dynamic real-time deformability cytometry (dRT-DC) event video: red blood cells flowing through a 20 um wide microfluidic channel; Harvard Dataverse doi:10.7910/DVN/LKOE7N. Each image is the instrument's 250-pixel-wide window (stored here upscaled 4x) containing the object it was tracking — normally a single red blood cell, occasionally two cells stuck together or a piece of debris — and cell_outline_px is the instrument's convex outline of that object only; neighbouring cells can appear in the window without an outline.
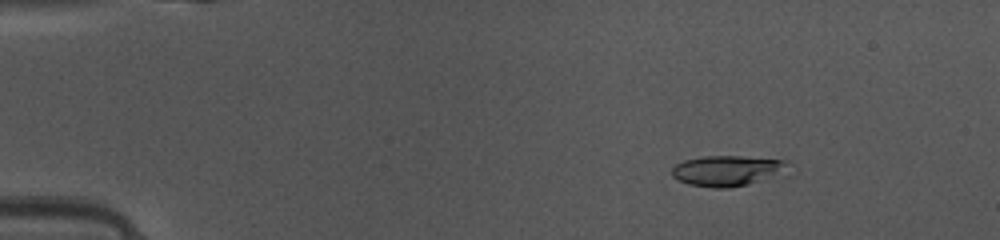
{"species": "common noctule bat (a hibernating species)", "species_latin": "Nyctalus noctula", "temperature_condition": "warm", "stored_images_in_passage": 48, "camera_frame_rate_fps": 3000, "um_per_image_px": 0.085, "animal": {"sex": "female", "body_mass_g": 10.0, "forearm_length_mm": 53.1}, "frame": {"image": 1, "passage_image": 7, "time_ms": 2.0, "image_size_px": [1000, 240], "cell_outline_px": [[788, 164], [748, 184], [728, 188], [712, 188], [688, 184], [672, 176], [672, 168], [676, 164], [684, 160], [704, 156], [740, 156], [784, 160]], "centroid_in_image_um": [61.58, 14.5], "position_along_channel_um": 23.4, "area_um2": 19.48}}
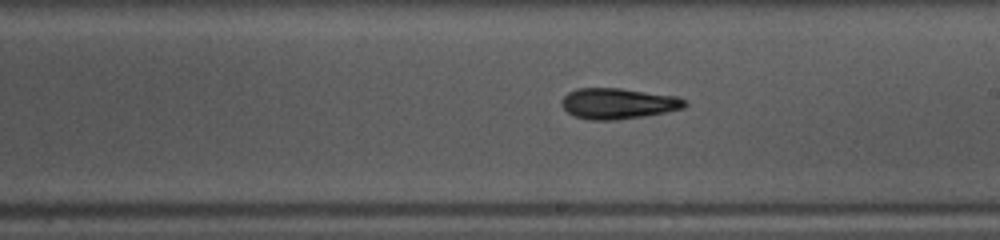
{"frame": {"image": 2, "passage_image": 28, "time_ms": 9.0, "image_size_px": [1000, 240], "cell_outline_px": [[688, 104], [684, 108], [644, 116], [616, 120], [588, 120], [572, 116], [560, 104], [560, 100], [568, 92], [576, 88], [620, 88], [680, 96], [688, 100]], "centroid_in_image_um": [52.55, 8.79], "position_along_channel_um": 236.5, "area_um2": 22.48}}
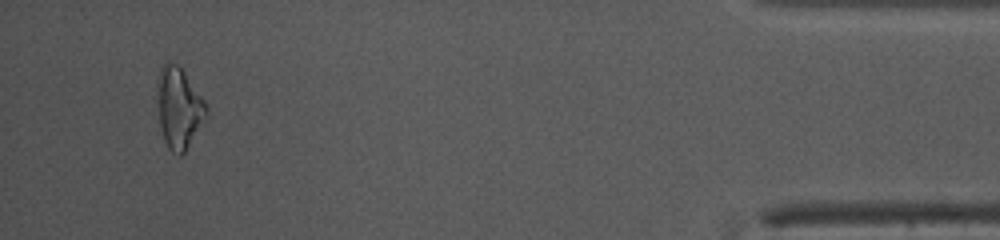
{"frame": {"image": 3, "passage_image": 46, "time_ms": 15.0, "image_size_px": [1000, 240], "cell_outline_px": [[208, 116], [184, 152], [180, 156], [176, 156], [168, 148], [164, 140], [160, 124], [156, 84], [156, 76], [160, 68], [168, 60], [176, 64], [184, 72], [204, 100], [208, 108]], "centroid_in_image_um": [15.2, 9.16], "position_along_channel_um": 420.0, "area_um2": 23.24}, "authors_computed_cell_mechanics": {"area_um2": 21.4149, "velocity_mm_per_s": 4.1505, "shape_relaxation_time_tau1_ms": 4.0812, "shape_relaxation_time_tau2_ms": 5.9567, "deformation_change_tau1": 0.1277, "deformation_change_tau2": 0.1638}}